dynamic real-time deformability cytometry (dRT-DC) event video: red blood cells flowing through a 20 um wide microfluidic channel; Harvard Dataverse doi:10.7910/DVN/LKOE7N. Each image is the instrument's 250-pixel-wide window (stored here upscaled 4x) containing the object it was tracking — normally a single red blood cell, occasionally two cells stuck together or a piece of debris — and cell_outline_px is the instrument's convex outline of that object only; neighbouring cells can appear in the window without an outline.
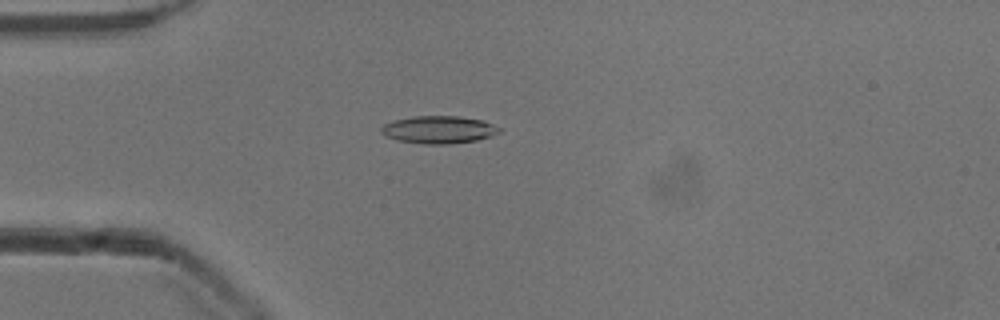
{"species": "common noctule bat (a hibernating species)", "species_latin": "Nyctalus noctula", "temperature_condition": "cold", "stored_images_in_passage": 4, "camera_frame_rate_fps": 3000, "um_per_image_px": 0.085, "animal": {"sex": "male", "body_mass_g": 13.3}, "frame": {"image": 1, "passage_image": 4, "time_ms": 1.0, "image_size_px": [1000, 320], "cell_outline_px": [[500, 132], [476, 140], [448, 144], [424, 144], [400, 140], [388, 136], [380, 132], [380, 128], [384, 124], [396, 120], [412, 116], [456, 116], [484, 120], [500, 128]], "centroid_in_image_um": [37.29, 11.01], "position_along_channel_um": 47.7, "area_um2": 18.67}}